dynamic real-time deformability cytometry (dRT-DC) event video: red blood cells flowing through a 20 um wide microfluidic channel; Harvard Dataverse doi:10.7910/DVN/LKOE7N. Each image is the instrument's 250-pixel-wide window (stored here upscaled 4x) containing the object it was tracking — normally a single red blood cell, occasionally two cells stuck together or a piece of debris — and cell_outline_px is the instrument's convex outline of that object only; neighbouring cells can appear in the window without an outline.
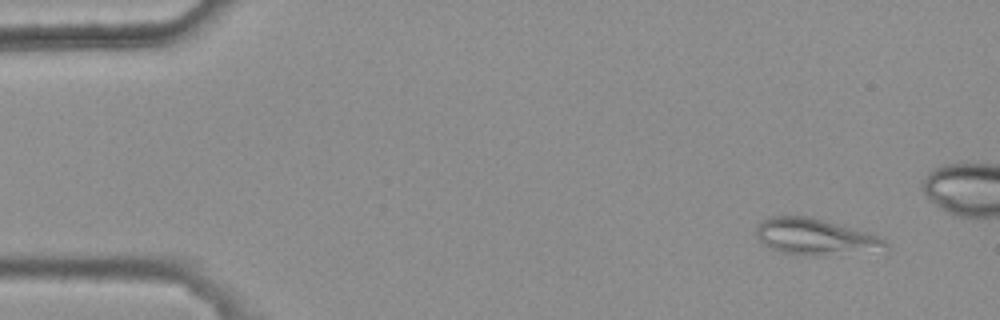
{"species": "common noctule bat (a hibernating species)", "species_latin": "Nyctalus noctula", "temperature_condition": "warm", "stored_images_in_passage": 5, "camera_frame_rate_fps": 3000, "um_per_image_px": 0.085, "animal": {"sex": "female", "body_mass_g": 25.1}, "frame": {"image": 1, "passage_image": 1, "time_ms": 0.0, "image_size_px": [1000, 320], "cell_outline_px": [[888, 248], [820, 256], [816, 256], [780, 252], [764, 244], [756, 236], [756, 224], [772, 216], [812, 216], [868, 232], [880, 236], [888, 244]], "centroid_in_image_um": [69.27, 20.1], "position_along_channel_um": 15.7, "area_um2": 27.17}}